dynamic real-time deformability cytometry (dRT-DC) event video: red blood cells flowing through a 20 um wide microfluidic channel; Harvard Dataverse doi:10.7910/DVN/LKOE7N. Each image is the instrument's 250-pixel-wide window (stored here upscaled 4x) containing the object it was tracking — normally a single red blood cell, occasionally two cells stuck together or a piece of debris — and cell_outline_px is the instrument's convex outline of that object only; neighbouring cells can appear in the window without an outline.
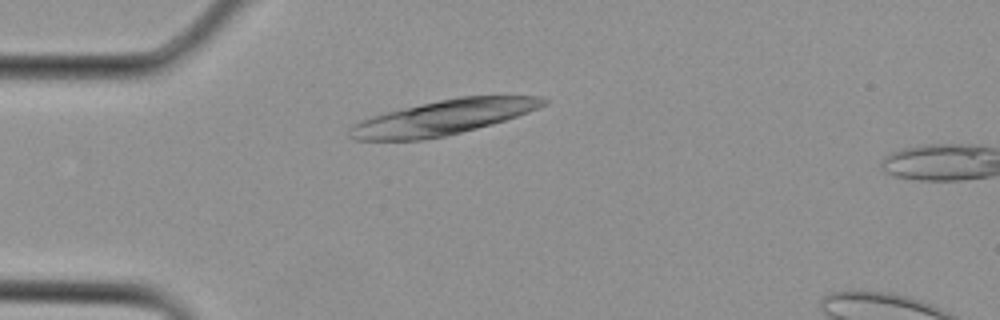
{"species": "Egyptian fruit bat (a non-hibernating species)", "species_latin": "Rousettus aegyptiacus", "temperature_condition": "cold", "stored_images_in_passage": 3, "camera_frame_rate_fps": 3000, "um_per_image_px": 0.085, "animal": {"sex": "female"}, "frame": {"image": 1, "passage_image": 3, "time_ms": 0.667, "image_size_px": [1000, 320], "cell_outline_px": [[548, 100], [544, 104], [528, 112], [492, 124], [444, 136], [424, 140], [352, 140], [348, 136], [348, 128], [352, 124], [360, 120], [372, 116], [420, 104], [460, 96], [540, 96]], "centroid_in_image_um": [37.6, 10.0], "position_along_channel_um": 47.4, "area_um2": 38.84}}